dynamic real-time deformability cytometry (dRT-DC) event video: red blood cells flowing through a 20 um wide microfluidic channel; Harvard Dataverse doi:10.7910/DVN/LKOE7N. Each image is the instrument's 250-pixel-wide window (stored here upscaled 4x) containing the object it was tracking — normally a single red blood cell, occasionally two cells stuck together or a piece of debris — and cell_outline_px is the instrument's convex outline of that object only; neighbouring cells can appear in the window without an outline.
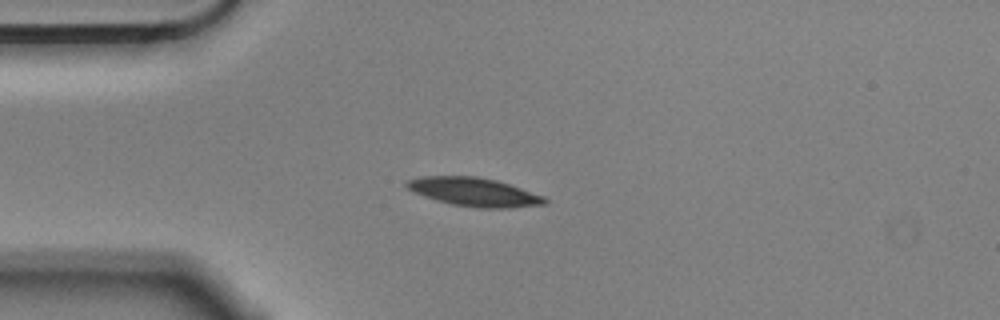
{"species": "Egyptian fruit bat (a non-hibernating species)", "species_latin": "Rousettus aegyptiacus", "temperature_condition": "cold", "stored_images_in_passage": 43, "camera_frame_rate_fps": 3000, "um_per_image_px": 0.085, "animal": {"sex": "male"}, "frame": {"image": 1, "passage_image": 1, "time_ms": 0.0, "image_size_px": [1000, 320], "cell_outline_px": [[548, 200], [544, 204], [512, 208], [480, 208], [452, 204], [436, 200], [412, 192], [404, 188], [404, 180], [420, 176], [476, 176], [496, 180], [544, 196]], "centroid_in_image_um": [40.22, 16.31], "position_along_channel_um": 44.8, "area_um2": 23.12}}
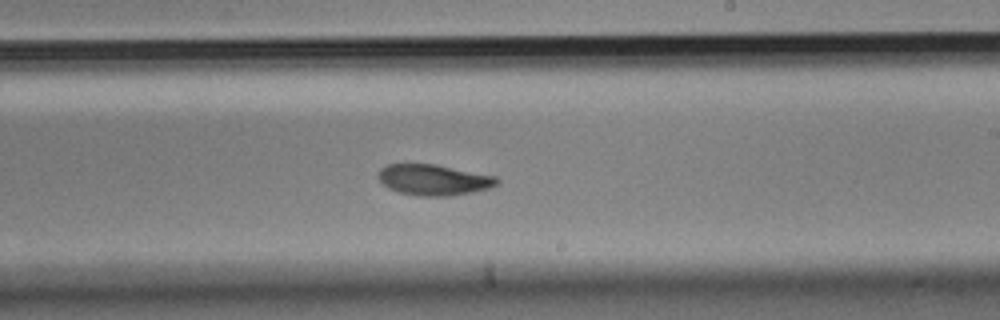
{"frame": {"image": 2, "passage_image": 20, "time_ms": 6.333, "image_size_px": [1000, 320], "cell_outline_px": [[500, 180], [496, 184], [488, 188], [472, 192], [452, 196], [420, 196], [400, 192], [388, 188], [376, 176], [380, 168], [388, 164], [436, 164], [496, 176]], "centroid_in_image_um": [36.85, 15.28], "position_along_channel_um": 252.1, "area_um2": 21.33}}
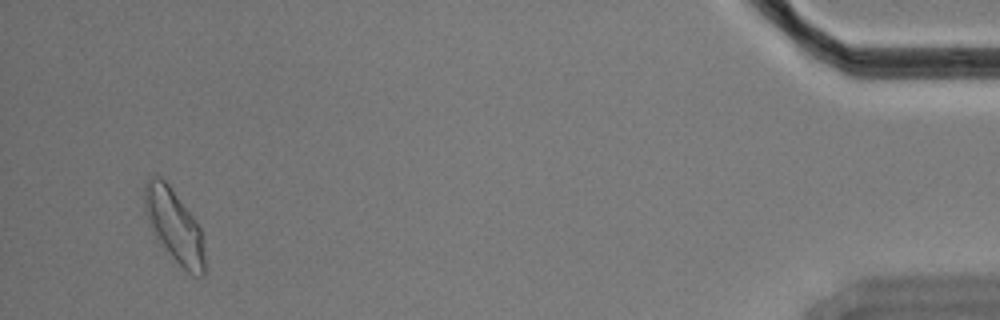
{"frame": {"image": 3, "passage_image": 41, "time_ms": 13.333, "image_size_px": [1000, 320], "cell_outline_px": [[204, 276], [192, 276], [156, 240], [148, 224], [144, 212], [144, 184], [148, 176], [160, 176], [168, 184], [196, 220], [200, 228], [204, 256]], "centroid_in_image_um": [14.76, 19.16], "position_along_channel_um": 420.4, "area_um2": 25.55}, "authors_computed_cell_mechanics": {"area_um2": 22.1952, "velocity_mm_per_s": 3.5298, "shape_relaxation_time_tau1_ms": 4.3001, "shape_relaxation_time_tau2_ms": 4.1303, "deformation_change_tau1": 0.1178, "deformation_change_tau2": 0.0925}}